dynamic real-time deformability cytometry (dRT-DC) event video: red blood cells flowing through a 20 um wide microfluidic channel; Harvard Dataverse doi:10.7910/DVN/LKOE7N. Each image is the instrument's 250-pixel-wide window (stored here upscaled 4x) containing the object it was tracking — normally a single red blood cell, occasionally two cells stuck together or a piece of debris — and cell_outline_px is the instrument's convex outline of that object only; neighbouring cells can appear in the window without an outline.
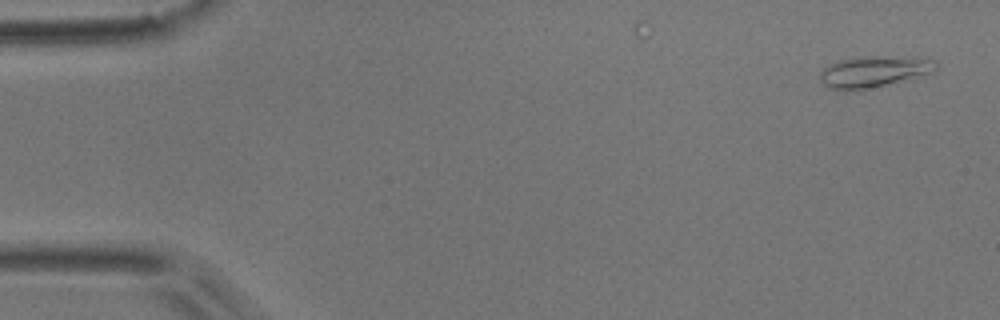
{"species": "common noctule bat (a hibernating species)", "species_latin": "Nyctalus noctula", "temperature_condition": "room temperature", "stored_images_in_passage": 5, "camera_frame_rate_fps": 3000, "um_per_image_px": 0.085, "animal": {"sex": "male", "body_mass_g": 17.9}, "frame": {"image": 1, "passage_image": 1, "time_ms": 0.0, "image_size_px": [1000, 320], "cell_outline_px": [[940, 64], [932, 72], [884, 84], [844, 92], [828, 88], [820, 80], [820, 72], [824, 68], [840, 60], [872, 56], [936, 60]], "centroid_in_image_um": [74.2, 6.1], "position_along_channel_um": 10.8, "area_um2": 20.23}}
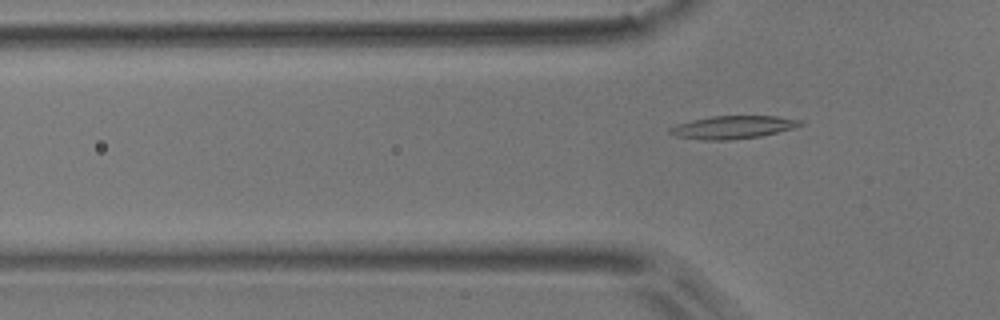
{"frame": {"image": 2, "passage_image": 5, "time_ms": 1.333, "image_size_px": [1000, 320], "cell_outline_px": [[804, 124], [796, 128], [760, 136], [728, 140], [704, 140], [676, 136], [668, 132], [668, 128], [676, 124], [692, 120], [712, 116], [776, 116], [804, 120]], "centroid_in_image_um": [62.33, 10.81], "position_along_channel_um": 63.5, "area_um2": 17.51}}